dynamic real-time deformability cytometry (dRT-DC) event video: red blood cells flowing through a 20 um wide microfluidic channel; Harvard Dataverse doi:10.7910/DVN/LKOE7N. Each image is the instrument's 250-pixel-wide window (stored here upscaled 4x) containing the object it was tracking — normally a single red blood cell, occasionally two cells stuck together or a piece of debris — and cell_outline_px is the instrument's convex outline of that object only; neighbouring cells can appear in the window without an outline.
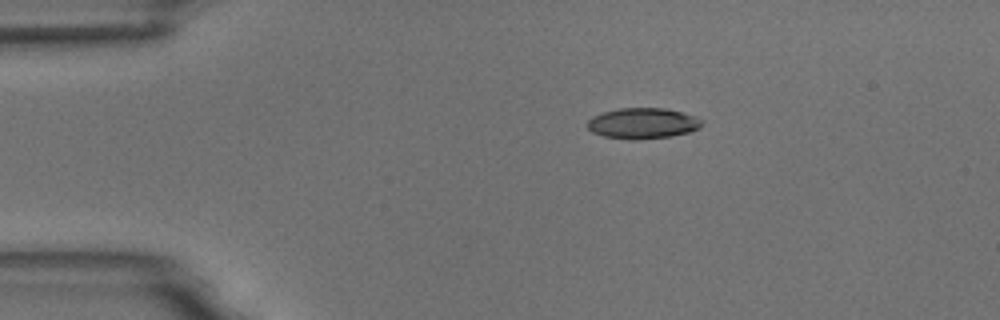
{"species": "common noctule bat (a hibernating species)", "species_latin": "Nyctalus noctula", "temperature_condition": "room temperature", "stored_images_in_passage": 9, "camera_frame_rate_fps": 3000, "um_per_image_px": 0.085, "animal": {"sex": "male", "body_mass_g": 18.8}, "frame": {"image": 1, "passage_image": 1, "time_ms": 0.0, "image_size_px": [1000, 320], "cell_outline_px": [[704, 124], [700, 128], [688, 132], [668, 136], [636, 140], [632, 140], [604, 136], [592, 132], [588, 128], [588, 120], [592, 116], [604, 112], [620, 108], [664, 108], [684, 112], [696, 116], [704, 120]], "centroid_in_image_um": [54.67, 10.47], "position_along_channel_um": 30.3, "area_um2": 20.58}}
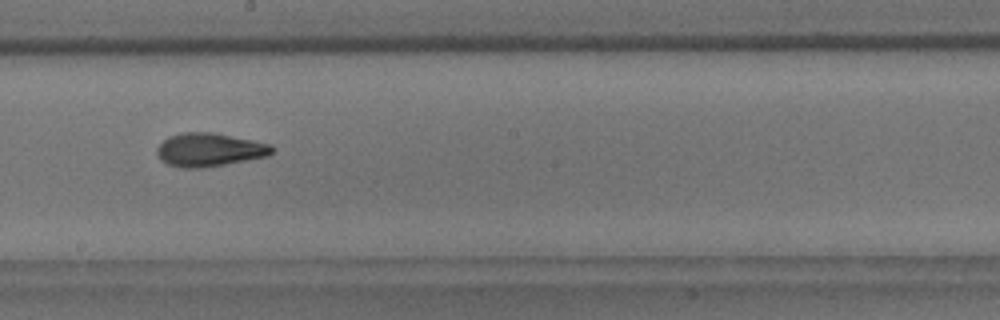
{"frame": {"image": 2, "passage_image": 7, "time_ms": 6.667, "image_size_px": [1000, 320], "cell_outline_px": [[276, 148], [268, 156], [224, 164], [200, 168], [180, 168], [168, 164], [160, 160], [156, 152], [156, 148], [168, 136], [180, 132], [212, 132], [272, 144]], "centroid_in_image_um": [17.78, 12.72], "position_along_channel_um": 230.4, "area_um2": 22.48}}
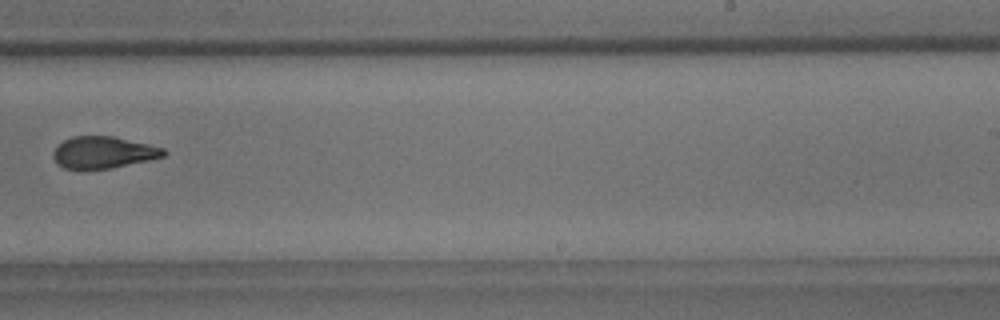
{"frame": {"image": 3, "passage_image": 8, "time_ms": 8.0, "image_size_px": [1000, 320], "cell_outline_px": [[168, 152], [164, 156], [148, 160], [112, 168], [64, 168], [56, 164], [52, 156], [52, 152], [64, 140], [72, 136], [112, 136], [148, 144], [164, 148]], "centroid_in_image_um": [8.78, 12.95], "position_along_channel_um": 280.2, "area_um2": 20.29}}